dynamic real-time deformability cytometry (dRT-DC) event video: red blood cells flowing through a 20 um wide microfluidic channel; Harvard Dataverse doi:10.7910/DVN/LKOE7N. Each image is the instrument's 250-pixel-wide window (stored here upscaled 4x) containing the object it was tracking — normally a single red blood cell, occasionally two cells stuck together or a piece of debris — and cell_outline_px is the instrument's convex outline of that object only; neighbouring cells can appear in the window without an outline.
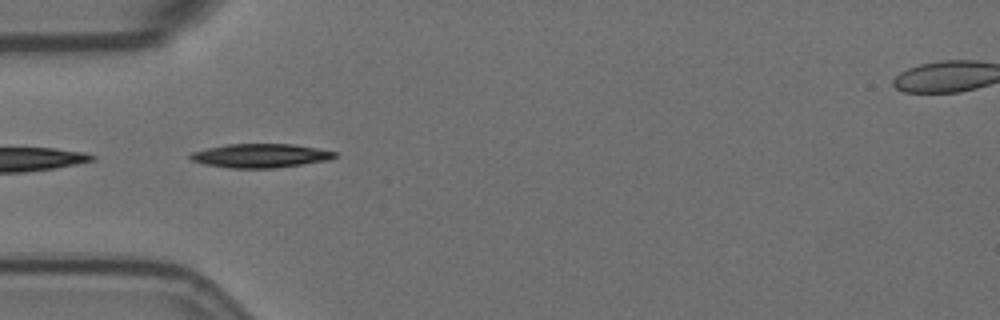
{"species": "Egyptian fruit bat (a non-hibernating species)", "species_latin": "Rousettus aegyptiacus", "temperature_condition": "room temperature", "stored_images_in_passage": 40, "camera_frame_rate_fps": 3000, "um_per_image_px": 0.085, "animal": {"sex": "female"}, "frame": {"image": 1, "passage_image": 1, "time_ms": 0.0, "image_size_px": [1000, 320], "cell_outline_px": [[336, 156], [328, 160], [276, 168], [228, 168], [204, 164], [192, 160], [188, 156], [192, 152], [208, 148], [228, 144], [292, 144], [316, 148], [336, 152]], "centroid_in_image_um": [22.12, 13.24], "position_along_channel_um": 62.9, "area_um2": 19.94}}
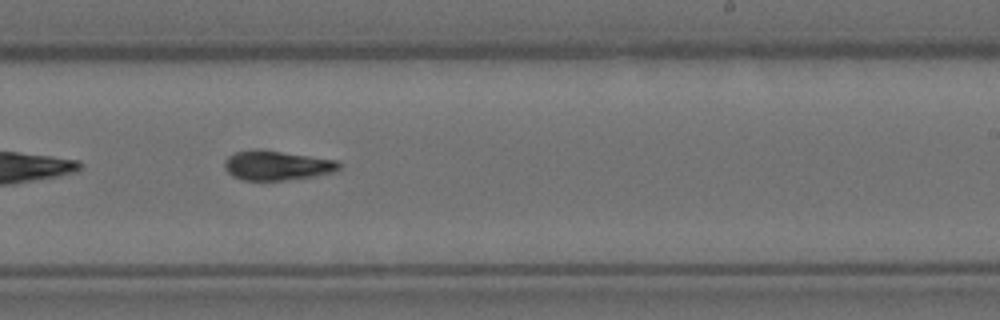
{"frame": {"image": 2, "passage_image": 18, "time_ms": 5.667, "image_size_px": [1000, 320], "cell_outline_px": [[340, 168], [336, 172], [316, 176], [284, 180], [244, 180], [232, 176], [224, 168], [224, 160], [228, 156], [236, 152], [256, 148], [260, 148], [336, 160], [340, 164]], "centroid_in_image_um": [23.52, 14.05], "position_along_channel_um": 265.5, "area_um2": 19.94}}
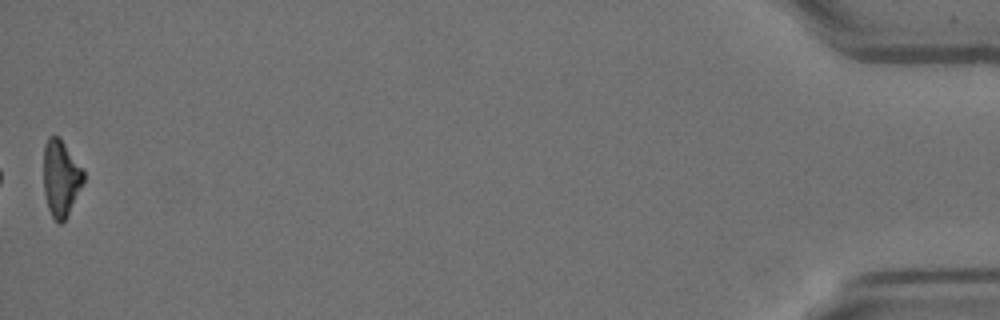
{"frame": {"image": 3, "passage_image": 40, "time_ms": 13.0, "image_size_px": [1000, 320], "cell_outline_px": [[84, 180], [64, 220], [60, 224], [52, 216], [48, 208], [44, 192], [44, 144], [48, 136], [60, 136], [84, 172]], "centroid_in_image_um": [5.15, 15.09], "position_along_channel_um": 430.1, "area_um2": 17.4}, "authors_computed_cell_mechanics": {"area_um2": 19.3341, "velocity_mm_per_s": 3.5904, "shape_relaxation_time_tau1_ms": 4.9315, "shape_relaxation_time_tau2_ms": 7.2264, "deformation_change_tau1": 0.1948, "deformation_change_tau2": 0.142}}